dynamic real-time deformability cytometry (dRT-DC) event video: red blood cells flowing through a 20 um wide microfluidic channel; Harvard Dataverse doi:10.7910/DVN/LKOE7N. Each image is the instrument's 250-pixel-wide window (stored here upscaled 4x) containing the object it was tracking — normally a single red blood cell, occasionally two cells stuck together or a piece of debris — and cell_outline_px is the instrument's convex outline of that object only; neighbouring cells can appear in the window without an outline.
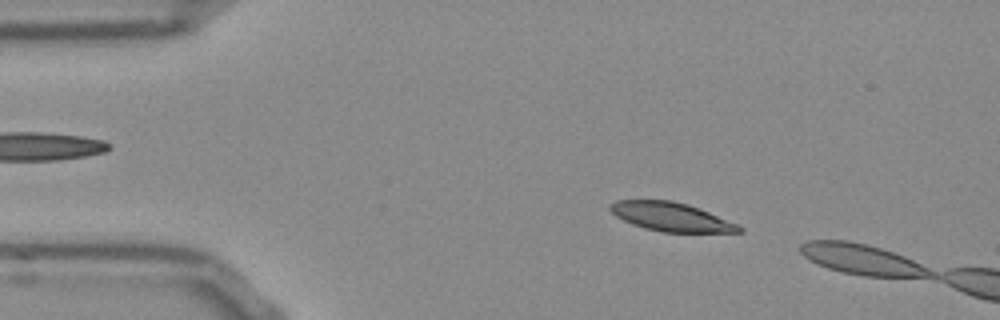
{"species": "Egyptian fruit bat (a non-hibernating species)", "species_latin": "Rousettus aegyptiacus", "temperature_condition": "room temperature", "stored_images_in_passage": 10, "camera_frame_rate_fps": 3000, "um_per_image_px": 0.085, "frame": {"image": 1, "passage_image": 7, "time_ms": 2.0, "image_size_px": [1000, 320], "cell_outline_px": [[744, 232], [664, 232], [644, 228], [632, 224], [616, 216], [608, 208], [608, 204], [616, 200], [672, 200], [688, 204], [700, 208], [736, 224], [744, 228]], "centroid_in_image_um": [57.02, 18.42], "position_along_channel_um": 28.0, "area_um2": 21.56}}